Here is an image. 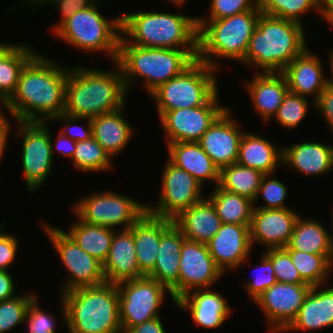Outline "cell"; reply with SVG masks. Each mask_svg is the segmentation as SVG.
<instances>
[{
  "instance_id": "cell-33",
  "label": "cell",
  "mask_w": 333,
  "mask_h": 333,
  "mask_svg": "<svg viewBox=\"0 0 333 333\" xmlns=\"http://www.w3.org/2000/svg\"><path fill=\"white\" fill-rule=\"evenodd\" d=\"M332 234L317 220L296 219L293 234L285 250H298L312 254H322L328 260L331 253Z\"/></svg>"
},
{
  "instance_id": "cell-45",
  "label": "cell",
  "mask_w": 333,
  "mask_h": 333,
  "mask_svg": "<svg viewBox=\"0 0 333 333\" xmlns=\"http://www.w3.org/2000/svg\"><path fill=\"white\" fill-rule=\"evenodd\" d=\"M261 256L260 273L257 271L260 275L257 273L253 280L245 284L247 294L253 301L277 282L271 261L264 254Z\"/></svg>"
},
{
  "instance_id": "cell-2",
  "label": "cell",
  "mask_w": 333,
  "mask_h": 333,
  "mask_svg": "<svg viewBox=\"0 0 333 333\" xmlns=\"http://www.w3.org/2000/svg\"><path fill=\"white\" fill-rule=\"evenodd\" d=\"M117 70H97L75 66L68 71L64 113L93 118L114 112L125 105L126 88L117 62Z\"/></svg>"
},
{
  "instance_id": "cell-59",
  "label": "cell",
  "mask_w": 333,
  "mask_h": 333,
  "mask_svg": "<svg viewBox=\"0 0 333 333\" xmlns=\"http://www.w3.org/2000/svg\"><path fill=\"white\" fill-rule=\"evenodd\" d=\"M333 265V237L331 239V253H330V257H329V270H331V267Z\"/></svg>"
},
{
  "instance_id": "cell-1",
  "label": "cell",
  "mask_w": 333,
  "mask_h": 333,
  "mask_svg": "<svg viewBox=\"0 0 333 333\" xmlns=\"http://www.w3.org/2000/svg\"><path fill=\"white\" fill-rule=\"evenodd\" d=\"M36 53L22 69L17 87L3 108L17 122H47L64 113L69 69Z\"/></svg>"
},
{
  "instance_id": "cell-17",
  "label": "cell",
  "mask_w": 333,
  "mask_h": 333,
  "mask_svg": "<svg viewBox=\"0 0 333 333\" xmlns=\"http://www.w3.org/2000/svg\"><path fill=\"white\" fill-rule=\"evenodd\" d=\"M223 275L204 243L185 239L182 244L178 299L193 290L212 288L213 284Z\"/></svg>"
},
{
  "instance_id": "cell-12",
  "label": "cell",
  "mask_w": 333,
  "mask_h": 333,
  "mask_svg": "<svg viewBox=\"0 0 333 333\" xmlns=\"http://www.w3.org/2000/svg\"><path fill=\"white\" fill-rule=\"evenodd\" d=\"M45 225L47 237L71 275H68V280L62 285L63 290L60 294L76 288L98 286L105 283L100 261L80 248L62 229L52 227L50 224Z\"/></svg>"
},
{
  "instance_id": "cell-21",
  "label": "cell",
  "mask_w": 333,
  "mask_h": 333,
  "mask_svg": "<svg viewBox=\"0 0 333 333\" xmlns=\"http://www.w3.org/2000/svg\"><path fill=\"white\" fill-rule=\"evenodd\" d=\"M323 72L320 59L307 47L281 73L286 78L289 92L306 98L307 95L314 96V105L320 93L327 87V78Z\"/></svg>"
},
{
  "instance_id": "cell-63",
  "label": "cell",
  "mask_w": 333,
  "mask_h": 333,
  "mask_svg": "<svg viewBox=\"0 0 333 333\" xmlns=\"http://www.w3.org/2000/svg\"><path fill=\"white\" fill-rule=\"evenodd\" d=\"M329 25L333 26V20L329 23Z\"/></svg>"
},
{
  "instance_id": "cell-53",
  "label": "cell",
  "mask_w": 333,
  "mask_h": 333,
  "mask_svg": "<svg viewBox=\"0 0 333 333\" xmlns=\"http://www.w3.org/2000/svg\"><path fill=\"white\" fill-rule=\"evenodd\" d=\"M15 284L9 271L0 270V301L15 297Z\"/></svg>"
},
{
  "instance_id": "cell-52",
  "label": "cell",
  "mask_w": 333,
  "mask_h": 333,
  "mask_svg": "<svg viewBox=\"0 0 333 333\" xmlns=\"http://www.w3.org/2000/svg\"><path fill=\"white\" fill-rule=\"evenodd\" d=\"M160 316L128 328L124 333H165Z\"/></svg>"
},
{
  "instance_id": "cell-43",
  "label": "cell",
  "mask_w": 333,
  "mask_h": 333,
  "mask_svg": "<svg viewBox=\"0 0 333 333\" xmlns=\"http://www.w3.org/2000/svg\"><path fill=\"white\" fill-rule=\"evenodd\" d=\"M263 254L271 261L277 282L307 284L301 278L289 253L284 248L268 249Z\"/></svg>"
},
{
  "instance_id": "cell-48",
  "label": "cell",
  "mask_w": 333,
  "mask_h": 333,
  "mask_svg": "<svg viewBox=\"0 0 333 333\" xmlns=\"http://www.w3.org/2000/svg\"><path fill=\"white\" fill-rule=\"evenodd\" d=\"M63 120L65 121L66 125L63 129H61V132L66 136L69 137L71 140H74L76 142H81L88 140L90 137H92V124H91V118H85V117H76V116H70L66 113H62L60 115H57L53 120ZM85 119L87 121V127L84 129L81 126L79 128L77 125H70L71 123H75L76 121H81ZM75 128L77 131H75ZM81 128V130H80ZM74 129V131H73ZM79 130V131H78ZM76 132V133H75Z\"/></svg>"
},
{
  "instance_id": "cell-22",
  "label": "cell",
  "mask_w": 333,
  "mask_h": 333,
  "mask_svg": "<svg viewBox=\"0 0 333 333\" xmlns=\"http://www.w3.org/2000/svg\"><path fill=\"white\" fill-rule=\"evenodd\" d=\"M181 230L172 223L161 235L154 269L147 275L158 281L178 300L179 264L183 241Z\"/></svg>"
},
{
  "instance_id": "cell-3",
  "label": "cell",
  "mask_w": 333,
  "mask_h": 333,
  "mask_svg": "<svg viewBox=\"0 0 333 333\" xmlns=\"http://www.w3.org/2000/svg\"><path fill=\"white\" fill-rule=\"evenodd\" d=\"M61 310L70 333H122L117 284L72 289L61 296Z\"/></svg>"
},
{
  "instance_id": "cell-31",
  "label": "cell",
  "mask_w": 333,
  "mask_h": 333,
  "mask_svg": "<svg viewBox=\"0 0 333 333\" xmlns=\"http://www.w3.org/2000/svg\"><path fill=\"white\" fill-rule=\"evenodd\" d=\"M283 149H279L266 138L244 132L241 137L237 162L239 165L258 170L264 175L276 172L282 164Z\"/></svg>"
},
{
  "instance_id": "cell-54",
  "label": "cell",
  "mask_w": 333,
  "mask_h": 333,
  "mask_svg": "<svg viewBox=\"0 0 333 333\" xmlns=\"http://www.w3.org/2000/svg\"><path fill=\"white\" fill-rule=\"evenodd\" d=\"M56 144V152L58 151V153L72 159L75 154L76 141L71 140L69 137H66L62 132H60Z\"/></svg>"
},
{
  "instance_id": "cell-13",
  "label": "cell",
  "mask_w": 333,
  "mask_h": 333,
  "mask_svg": "<svg viewBox=\"0 0 333 333\" xmlns=\"http://www.w3.org/2000/svg\"><path fill=\"white\" fill-rule=\"evenodd\" d=\"M17 136H23L22 165L27 189L34 191L43 185L52 171L54 146L46 122L20 121Z\"/></svg>"
},
{
  "instance_id": "cell-14",
  "label": "cell",
  "mask_w": 333,
  "mask_h": 333,
  "mask_svg": "<svg viewBox=\"0 0 333 333\" xmlns=\"http://www.w3.org/2000/svg\"><path fill=\"white\" fill-rule=\"evenodd\" d=\"M167 160L161 175L158 204L146 203V210L153 216L173 220L205 196L202 194L203 186L192 175Z\"/></svg>"
},
{
  "instance_id": "cell-41",
  "label": "cell",
  "mask_w": 333,
  "mask_h": 333,
  "mask_svg": "<svg viewBox=\"0 0 333 333\" xmlns=\"http://www.w3.org/2000/svg\"><path fill=\"white\" fill-rule=\"evenodd\" d=\"M34 295H16L0 301V333H9L14 327L25 323L29 304L36 297Z\"/></svg>"
},
{
  "instance_id": "cell-20",
  "label": "cell",
  "mask_w": 333,
  "mask_h": 333,
  "mask_svg": "<svg viewBox=\"0 0 333 333\" xmlns=\"http://www.w3.org/2000/svg\"><path fill=\"white\" fill-rule=\"evenodd\" d=\"M206 246L223 273L227 268L234 270L247 261L252 251L250 225L222 223Z\"/></svg>"
},
{
  "instance_id": "cell-61",
  "label": "cell",
  "mask_w": 333,
  "mask_h": 333,
  "mask_svg": "<svg viewBox=\"0 0 333 333\" xmlns=\"http://www.w3.org/2000/svg\"><path fill=\"white\" fill-rule=\"evenodd\" d=\"M332 227H333V214H332ZM333 230V229H332ZM333 232V231H332ZM332 237H333V233H332Z\"/></svg>"
},
{
  "instance_id": "cell-27",
  "label": "cell",
  "mask_w": 333,
  "mask_h": 333,
  "mask_svg": "<svg viewBox=\"0 0 333 333\" xmlns=\"http://www.w3.org/2000/svg\"><path fill=\"white\" fill-rule=\"evenodd\" d=\"M173 223L185 239L207 244L222 224L209 198H202L189 209L182 211Z\"/></svg>"
},
{
  "instance_id": "cell-62",
  "label": "cell",
  "mask_w": 333,
  "mask_h": 333,
  "mask_svg": "<svg viewBox=\"0 0 333 333\" xmlns=\"http://www.w3.org/2000/svg\"><path fill=\"white\" fill-rule=\"evenodd\" d=\"M88 2H95V1H97V0H87Z\"/></svg>"
},
{
  "instance_id": "cell-19",
  "label": "cell",
  "mask_w": 333,
  "mask_h": 333,
  "mask_svg": "<svg viewBox=\"0 0 333 333\" xmlns=\"http://www.w3.org/2000/svg\"><path fill=\"white\" fill-rule=\"evenodd\" d=\"M230 114L231 109L227 108L198 141L219 170L237 162L239 144L244 134Z\"/></svg>"
},
{
  "instance_id": "cell-44",
  "label": "cell",
  "mask_w": 333,
  "mask_h": 333,
  "mask_svg": "<svg viewBox=\"0 0 333 333\" xmlns=\"http://www.w3.org/2000/svg\"><path fill=\"white\" fill-rule=\"evenodd\" d=\"M270 175L266 174L262 177L261 184L258 190V195L255 203L257 202L260 193H262L264 201H266V205H262L256 207L254 204V208H262V209H283L288 208V206H284L283 203L287 196V187L281 181L276 178L269 179Z\"/></svg>"
},
{
  "instance_id": "cell-51",
  "label": "cell",
  "mask_w": 333,
  "mask_h": 333,
  "mask_svg": "<svg viewBox=\"0 0 333 333\" xmlns=\"http://www.w3.org/2000/svg\"><path fill=\"white\" fill-rule=\"evenodd\" d=\"M315 107L325 117L331 131L333 132V88L326 87L319 95L318 100L314 103Z\"/></svg>"
},
{
  "instance_id": "cell-34",
  "label": "cell",
  "mask_w": 333,
  "mask_h": 333,
  "mask_svg": "<svg viewBox=\"0 0 333 333\" xmlns=\"http://www.w3.org/2000/svg\"><path fill=\"white\" fill-rule=\"evenodd\" d=\"M77 219L66 233L80 248L103 264L109 254L111 241L116 229L91 225L78 217Z\"/></svg>"
},
{
  "instance_id": "cell-46",
  "label": "cell",
  "mask_w": 333,
  "mask_h": 333,
  "mask_svg": "<svg viewBox=\"0 0 333 333\" xmlns=\"http://www.w3.org/2000/svg\"><path fill=\"white\" fill-rule=\"evenodd\" d=\"M210 19L218 20L253 10L259 6V0H211Z\"/></svg>"
},
{
  "instance_id": "cell-58",
  "label": "cell",
  "mask_w": 333,
  "mask_h": 333,
  "mask_svg": "<svg viewBox=\"0 0 333 333\" xmlns=\"http://www.w3.org/2000/svg\"><path fill=\"white\" fill-rule=\"evenodd\" d=\"M329 59H330L329 60V63H330L329 65H330L331 78L332 79L329 80V78H327V86L333 88V50H332V52L330 51Z\"/></svg>"
},
{
  "instance_id": "cell-25",
  "label": "cell",
  "mask_w": 333,
  "mask_h": 333,
  "mask_svg": "<svg viewBox=\"0 0 333 333\" xmlns=\"http://www.w3.org/2000/svg\"><path fill=\"white\" fill-rule=\"evenodd\" d=\"M173 220L160 218L147 211L129 228L133 233L139 270L147 276L155 267L162 233Z\"/></svg>"
},
{
  "instance_id": "cell-26",
  "label": "cell",
  "mask_w": 333,
  "mask_h": 333,
  "mask_svg": "<svg viewBox=\"0 0 333 333\" xmlns=\"http://www.w3.org/2000/svg\"><path fill=\"white\" fill-rule=\"evenodd\" d=\"M246 83L254 110L266 122L272 119L289 91L285 76L281 72H257Z\"/></svg>"
},
{
  "instance_id": "cell-42",
  "label": "cell",
  "mask_w": 333,
  "mask_h": 333,
  "mask_svg": "<svg viewBox=\"0 0 333 333\" xmlns=\"http://www.w3.org/2000/svg\"><path fill=\"white\" fill-rule=\"evenodd\" d=\"M308 106L306 97L288 91L273 119L286 128H295L306 116Z\"/></svg>"
},
{
  "instance_id": "cell-5",
  "label": "cell",
  "mask_w": 333,
  "mask_h": 333,
  "mask_svg": "<svg viewBox=\"0 0 333 333\" xmlns=\"http://www.w3.org/2000/svg\"><path fill=\"white\" fill-rule=\"evenodd\" d=\"M122 35L140 47L198 50L197 17L163 12L121 15Z\"/></svg>"
},
{
  "instance_id": "cell-23",
  "label": "cell",
  "mask_w": 333,
  "mask_h": 333,
  "mask_svg": "<svg viewBox=\"0 0 333 333\" xmlns=\"http://www.w3.org/2000/svg\"><path fill=\"white\" fill-rule=\"evenodd\" d=\"M102 268L107 283L117 284L145 276L138 267L133 233L130 229L114 232L109 254Z\"/></svg>"
},
{
  "instance_id": "cell-4",
  "label": "cell",
  "mask_w": 333,
  "mask_h": 333,
  "mask_svg": "<svg viewBox=\"0 0 333 333\" xmlns=\"http://www.w3.org/2000/svg\"><path fill=\"white\" fill-rule=\"evenodd\" d=\"M306 48L302 24L261 13L241 63L261 72H282Z\"/></svg>"
},
{
  "instance_id": "cell-30",
  "label": "cell",
  "mask_w": 333,
  "mask_h": 333,
  "mask_svg": "<svg viewBox=\"0 0 333 333\" xmlns=\"http://www.w3.org/2000/svg\"><path fill=\"white\" fill-rule=\"evenodd\" d=\"M282 165L301 174L320 175L333 169V145L303 142L283 147Z\"/></svg>"
},
{
  "instance_id": "cell-57",
  "label": "cell",
  "mask_w": 333,
  "mask_h": 333,
  "mask_svg": "<svg viewBox=\"0 0 333 333\" xmlns=\"http://www.w3.org/2000/svg\"><path fill=\"white\" fill-rule=\"evenodd\" d=\"M15 46H16V44L8 45V44L0 43V60L5 55H7Z\"/></svg>"
},
{
  "instance_id": "cell-36",
  "label": "cell",
  "mask_w": 333,
  "mask_h": 333,
  "mask_svg": "<svg viewBox=\"0 0 333 333\" xmlns=\"http://www.w3.org/2000/svg\"><path fill=\"white\" fill-rule=\"evenodd\" d=\"M263 176L258 170L234 163L220 169L218 186L255 201Z\"/></svg>"
},
{
  "instance_id": "cell-15",
  "label": "cell",
  "mask_w": 333,
  "mask_h": 333,
  "mask_svg": "<svg viewBox=\"0 0 333 333\" xmlns=\"http://www.w3.org/2000/svg\"><path fill=\"white\" fill-rule=\"evenodd\" d=\"M217 91L204 105L166 111L161 125L168 138L167 145L174 142H198L214 121L228 108L218 103Z\"/></svg>"
},
{
  "instance_id": "cell-55",
  "label": "cell",
  "mask_w": 333,
  "mask_h": 333,
  "mask_svg": "<svg viewBox=\"0 0 333 333\" xmlns=\"http://www.w3.org/2000/svg\"><path fill=\"white\" fill-rule=\"evenodd\" d=\"M10 122L4 116L2 110L0 111V161L6 149L7 138L10 132Z\"/></svg>"
},
{
  "instance_id": "cell-40",
  "label": "cell",
  "mask_w": 333,
  "mask_h": 333,
  "mask_svg": "<svg viewBox=\"0 0 333 333\" xmlns=\"http://www.w3.org/2000/svg\"><path fill=\"white\" fill-rule=\"evenodd\" d=\"M263 14L283 18L302 24L301 17L309 10L321 15V0H259Z\"/></svg>"
},
{
  "instance_id": "cell-35",
  "label": "cell",
  "mask_w": 333,
  "mask_h": 333,
  "mask_svg": "<svg viewBox=\"0 0 333 333\" xmlns=\"http://www.w3.org/2000/svg\"><path fill=\"white\" fill-rule=\"evenodd\" d=\"M207 197L213 203L222 223L251 225L254 201L221 189L218 185L213 189L212 195Z\"/></svg>"
},
{
  "instance_id": "cell-56",
  "label": "cell",
  "mask_w": 333,
  "mask_h": 333,
  "mask_svg": "<svg viewBox=\"0 0 333 333\" xmlns=\"http://www.w3.org/2000/svg\"><path fill=\"white\" fill-rule=\"evenodd\" d=\"M321 17L327 23L333 20V0H321Z\"/></svg>"
},
{
  "instance_id": "cell-9",
  "label": "cell",
  "mask_w": 333,
  "mask_h": 333,
  "mask_svg": "<svg viewBox=\"0 0 333 333\" xmlns=\"http://www.w3.org/2000/svg\"><path fill=\"white\" fill-rule=\"evenodd\" d=\"M215 72L196 59L181 74L160 85L149 95L155 99L159 117L166 111L204 105L218 91Z\"/></svg>"
},
{
  "instance_id": "cell-49",
  "label": "cell",
  "mask_w": 333,
  "mask_h": 333,
  "mask_svg": "<svg viewBox=\"0 0 333 333\" xmlns=\"http://www.w3.org/2000/svg\"><path fill=\"white\" fill-rule=\"evenodd\" d=\"M0 226V270L9 271V266L15 261L18 250V240L15 236L5 233Z\"/></svg>"
},
{
  "instance_id": "cell-24",
  "label": "cell",
  "mask_w": 333,
  "mask_h": 333,
  "mask_svg": "<svg viewBox=\"0 0 333 333\" xmlns=\"http://www.w3.org/2000/svg\"><path fill=\"white\" fill-rule=\"evenodd\" d=\"M195 292L180 297L175 303L181 310H188L195 324L208 329L221 327L230 316L231 309L225 297L208 289H197Z\"/></svg>"
},
{
  "instance_id": "cell-28",
  "label": "cell",
  "mask_w": 333,
  "mask_h": 333,
  "mask_svg": "<svg viewBox=\"0 0 333 333\" xmlns=\"http://www.w3.org/2000/svg\"><path fill=\"white\" fill-rule=\"evenodd\" d=\"M167 147L168 159L187 171L202 186L207 180L216 183L215 186L218 185L220 170L198 142H174Z\"/></svg>"
},
{
  "instance_id": "cell-18",
  "label": "cell",
  "mask_w": 333,
  "mask_h": 333,
  "mask_svg": "<svg viewBox=\"0 0 333 333\" xmlns=\"http://www.w3.org/2000/svg\"><path fill=\"white\" fill-rule=\"evenodd\" d=\"M298 217L299 214L290 208H254L250 225L251 245L265 244L267 250L285 248L290 242Z\"/></svg>"
},
{
  "instance_id": "cell-38",
  "label": "cell",
  "mask_w": 333,
  "mask_h": 333,
  "mask_svg": "<svg viewBox=\"0 0 333 333\" xmlns=\"http://www.w3.org/2000/svg\"><path fill=\"white\" fill-rule=\"evenodd\" d=\"M301 278L311 286L323 285L328 279L329 260L322 254L306 253L298 250H286Z\"/></svg>"
},
{
  "instance_id": "cell-8",
  "label": "cell",
  "mask_w": 333,
  "mask_h": 333,
  "mask_svg": "<svg viewBox=\"0 0 333 333\" xmlns=\"http://www.w3.org/2000/svg\"><path fill=\"white\" fill-rule=\"evenodd\" d=\"M96 3L89 2L75 12L55 31V35L86 52L105 51L114 63L118 58L122 34L121 16L107 20L97 10Z\"/></svg>"
},
{
  "instance_id": "cell-39",
  "label": "cell",
  "mask_w": 333,
  "mask_h": 333,
  "mask_svg": "<svg viewBox=\"0 0 333 333\" xmlns=\"http://www.w3.org/2000/svg\"><path fill=\"white\" fill-rule=\"evenodd\" d=\"M73 165L80 171H106L112 168L110 155L93 138L76 142L75 154L72 157Z\"/></svg>"
},
{
  "instance_id": "cell-10",
  "label": "cell",
  "mask_w": 333,
  "mask_h": 333,
  "mask_svg": "<svg viewBox=\"0 0 333 333\" xmlns=\"http://www.w3.org/2000/svg\"><path fill=\"white\" fill-rule=\"evenodd\" d=\"M85 223L122 230L129 229L147 210L146 203L115 192L92 193L71 207Z\"/></svg>"
},
{
  "instance_id": "cell-32",
  "label": "cell",
  "mask_w": 333,
  "mask_h": 333,
  "mask_svg": "<svg viewBox=\"0 0 333 333\" xmlns=\"http://www.w3.org/2000/svg\"><path fill=\"white\" fill-rule=\"evenodd\" d=\"M91 118L92 137L112 157L121 152L132 137L133 128L122 117L124 108ZM123 111V112H122Z\"/></svg>"
},
{
  "instance_id": "cell-29",
  "label": "cell",
  "mask_w": 333,
  "mask_h": 333,
  "mask_svg": "<svg viewBox=\"0 0 333 333\" xmlns=\"http://www.w3.org/2000/svg\"><path fill=\"white\" fill-rule=\"evenodd\" d=\"M319 287L321 288V285L312 286L297 317L285 332L333 326V286L322 290Z\"/></svg>"
},
{
  "instance_id": "cell-6",
  "label": "cell",
  "mask_w": 333,
  "mask_h": 333,
  "mask_svg": "<svg viewBox=\"0 0 333 333\" xmlns=\"http://www.w3.org/2000/svg\"><path fill=\"white\" fill-rule=\"evenodd\" d=\"M198 50L140 47L130 44L121 35L117 63L128 92L134 76L142 77L148 94L181 74L197 58Z\"/></svg>"
},
{
  "instance_id": "cell-47",
  "label": "cell",
  "mask_w": 333,
  "mask_h": 333,
  "mask_svg": "<svg viewBox=\"0 0 333 333\" xmlns=\"http://www.w3.org/2000/svg\"><path fill=\"white\" fill-rule=\"evenodd\" d=\"M54 320L51 314H46L40 309L37 304V297L30 302L25 317L29 333H55Z\"/></svg>"
},
{
  "instance_id": "cell-50",
  "label": "cell",
  "mask_w": 333,
  "mask_h": 333,
  "mask_svg": "<svg viewBox=\"0 0 333 333\" xmlns=\"http://www.w3.org/2000/svg\"><path fill=\"white\" fill-rule=\"evenodd\" d=\"M54 3L55 7H58V10L61 12L62 18L60 19L57 26H55V32L64 22H66L75 12L81 10L89 2L87 0H26V4H44V3ZM35 3V4H34Z\"/></svg>"
},
{
  "instance_id": "cell-7",
  "label": "cell",
  "mask_w": 333,
  "mask_h": 333,
  "mask_svg": "<svg viewBox=\"0 0 333 333\" xmlns=\"http://www.w3.org/2000/svg\"><path fill=\"white\" fill-rule=\"evenodd\" d=\"M260 7L218 20L197 17V60L218 70L216 57L242 62L261 14ZM208 21V22H207Z\"/></svg>"
},
{
  "instance_id": "cell-37",
  "label": "cell",
  "mask_w": 333,
  "mask_h": 333,
  "mask_svg": "<svg viewBox=\"0 0 333 333\" xmlns=\"http://www.w3.org/2000/svg\"><path fill=\"white\" fill-rule=\"evenodd\" d=\"M36 54L26 45L16 46L0 60V105H4L16 90L19 76L26 63Z\"/></svg>"
},
{
  "instance_id": "cell-60",
  "label": "cell",
  "mask_w": 333,
  "mask_h": 333,
  "mask_svg": "<svg viewBox=\"0 0 333 333\" xmlns=\"http://www.w3.org/2000/svg\"><path fill=\"white\" fill-rule=\"evenodd\" d=\"M172 3H174L176 6H181L186 2V0H170Z\"/></svg>"
},
{
  "instance_id": "cell-16",
  "label": "cell",
  "mask_w": 333,
  "mask_h": 333,
  "mask_svg": "<svg viewBox=\"0 0 333 333\" xmlns=\"http://www.w3.org/2000/svg\"><path fill=\"white\" fill-rule=\"evenodd\" d=\"M311 288L309 284L276 282L254 301L265 314L272 332H284L291 325Z\"/></svg>"
},
{
  "instance_id": "cell-11",
  "label": "cell",
  "mask_w": 333,
  "mask_h": 333,
  "mask_svg": "<svg viewBox=\"0 0 333 333\" xmlns=\"http://www.w3.org/2000/svg\"><path fill=\"white\" fill-rule=\"evenodd\" d=\"M119 320L124 333L128 328L159 317L165 291L171 292L149 276L117 283Z\"/></svg>"
}]
</instances>
